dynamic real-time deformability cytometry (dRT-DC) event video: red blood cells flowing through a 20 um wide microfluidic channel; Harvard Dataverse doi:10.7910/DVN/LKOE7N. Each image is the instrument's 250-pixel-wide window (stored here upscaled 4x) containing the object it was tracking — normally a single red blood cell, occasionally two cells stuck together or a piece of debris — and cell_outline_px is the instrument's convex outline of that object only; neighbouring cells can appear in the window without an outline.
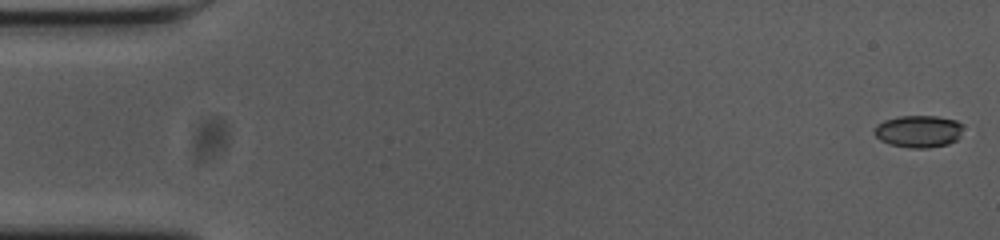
{"species": "common noctule bat (a hibernating species)", "species_latin": "Nyctalus noctula", "temperature_condition": "cold", "stored_images_in_passage": 55, "camera_frame_rate_fps": 3000, "um_per_image_px": 0.085, "animal": {"sex": "female", "body_mass_g": 23.0, "forearm_length_mm": 53.4}, "frame": {"image": 1, "passage_image": 1, "time_ms": 0.0, "image_size_px": [1000, 240], "cell_outline_px": [[960, 136], [956, 140], [948, 144], [928, 148], [908, 148], [888, 144], [880, 140], [872, 132], [876, 124], [884, 120], [900, 116], [936, 116], [956, 120], [960, 124]], "centroid_in_image_um": [78.01, 11.17], "position_along_channel_um": 7.0, "area_um2": 16.7}}
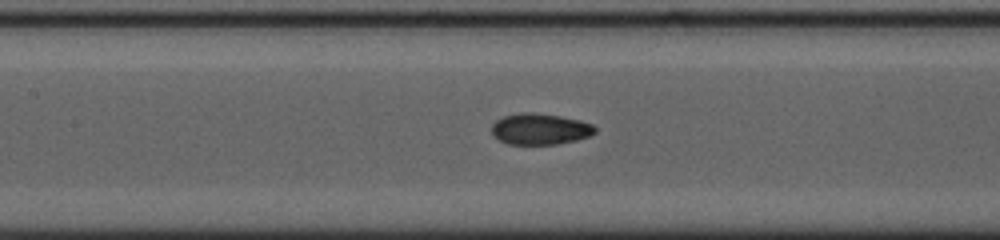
{"frame": {"image": 2, "passage_image": 25, "time_ms": 8.0, "image_size_px": [1000, 240], "cell_outline_px": [[596, 132], [588, 136], [576, 140], [556, 144], [508, 144], [500, 140], [492, 132], [492, 124], [496, 120], [504, 116], [520, 112], [528, 112], [560, 116], [580, 120], [592, 124], [596, 128]], "centroid_in_image_um": [45.91, 10.96], "position_along_channel_um": 161.5, "area_um2": 18.61}}
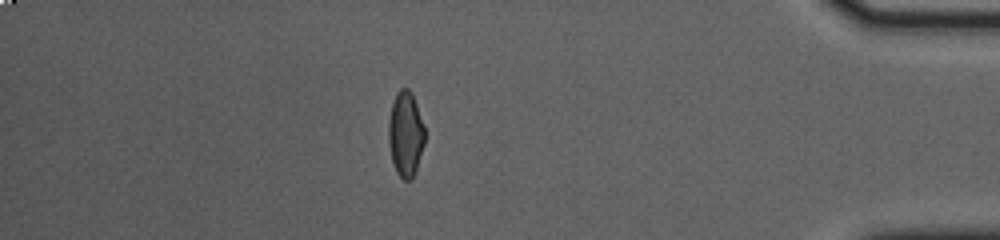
{"frame": {"image": 3, "passage_image": 48, "time_ms": 15.667, "image_size_px": [1000, 240], "cell_outline_px": [[424, 144], [416, 172], [412, 180], [404, 180], [396, 172], [392, 160], [388, 140], [388, 124], [392, 104], [400, 88], [408, 88], [412, 92], [424, 128]], "centroid_in_image_um": [34.47, 11.43], "position_along_channel_um": 400.7, "area_um2": 17.86}, "authors_computed_cell_mechanics": {"area_um2": 18.207, "velocity_mm_per_s": 3.6922, "shape_relaxation_time_tau1_ms": 6.3936, "shape_relaxation_time_tau2_ms": 1.3715, "deformation_change_tau1": 0.1802, "deformation_change_tau2": 0.0547}}